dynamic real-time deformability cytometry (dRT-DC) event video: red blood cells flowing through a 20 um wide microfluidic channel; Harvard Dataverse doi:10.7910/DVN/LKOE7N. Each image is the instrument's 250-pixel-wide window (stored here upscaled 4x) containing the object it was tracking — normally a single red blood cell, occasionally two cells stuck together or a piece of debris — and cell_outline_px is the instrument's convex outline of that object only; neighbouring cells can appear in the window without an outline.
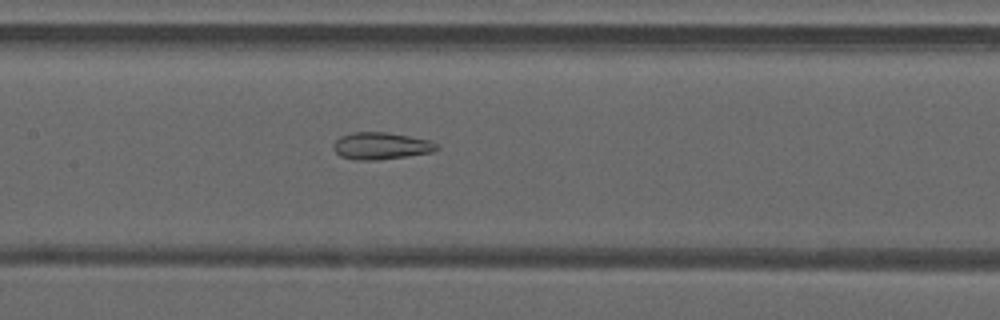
{"species": "common noctule bat (a hibernating species)", "species_latin": "Nyctalus noctula", "temperature_condition": "warm", "stored_images_in_passage": 48, "camera_frame_rate_fps": 3000, "um_per_image_px": 0.085, "animal": {"sex": "male", "forearm_length_mm": 52.5}, "frame": {"image": 1, "passage_image": 23, "time_ms": 7.333, "image_size_px": [1000, 320], "cell_outline_px": [[440, 148], [432, 152], [376, 160], [352, 160], [340, 156], [332, 148], [332, 144], [340, 136], [352, 132], [388, 132], [432, 140]], "centroid_in_image_um": [32.36, 12.39], "position_along_channel_um": 175.0, "area_um2": 16.42}}
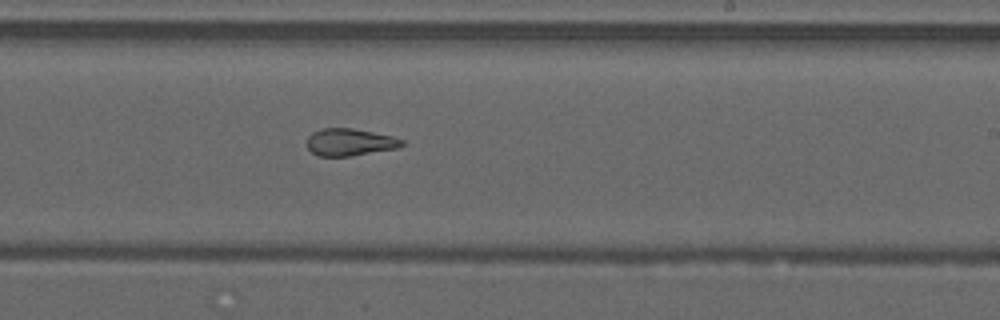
{"frame": {"image": 2, "passage_image": 29, "time_ms": 9.333, "image_size_px": [1000, 320], "cell_outline_px": [[404, 144], [400, 148], [352, 156], [320, 156], [312, 152], [304, 144], [308, 136], [312, 132], [320, 128], [352, 128], [392, 136], [404, 140]], "centroid_in_image_um": [29.72, 12.08], "position_along_channel_um": 259.3, "area_um2": 15.32}}
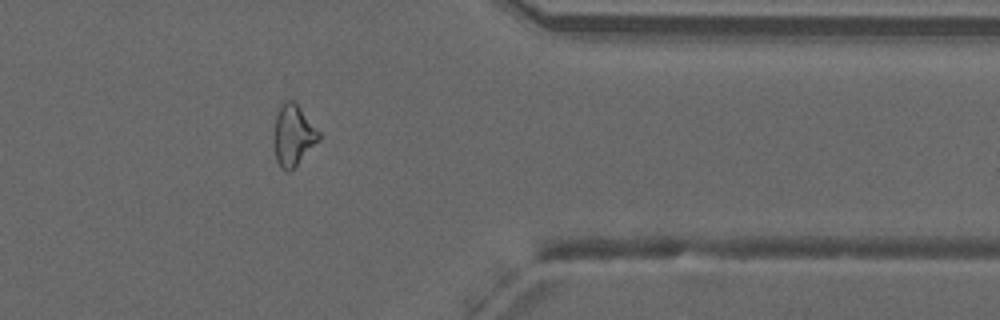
{"frame": {"image": 3, "passage_image": 39, "time_ms": 12.667, "image_size_px": [1000, 320], "cell_outline_px": [[320, 140], [292, 172], [284, 172], [280, 168], [276, 160], [276, 112], [280, 104], [284, 100], [292, 100], [300, 108], [320, 132]], "centroid_in_image_um": [24.96, 11.55], "position_along_channel_um": 386.4, "area_um2": 15.95}, "authors_computed_cell_mechanics": {"area_um2": 17.9758, "velocity_mm_per_s": 4.2308, "shape_relaxation_time_tau1_ms": null, "shape_relaxation_time_tau2_ms": 2.3075, "deformation_change_tau1": null, "deformation_change_tau2": 0.1093}}